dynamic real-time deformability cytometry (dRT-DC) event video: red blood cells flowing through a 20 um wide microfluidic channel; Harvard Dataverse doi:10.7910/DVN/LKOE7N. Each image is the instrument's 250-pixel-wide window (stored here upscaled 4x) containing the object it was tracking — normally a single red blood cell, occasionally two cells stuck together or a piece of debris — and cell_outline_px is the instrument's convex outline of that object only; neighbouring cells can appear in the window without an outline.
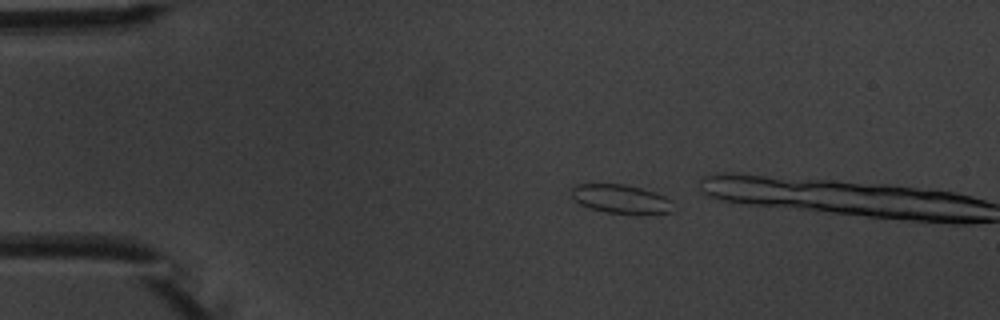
{"species": "common noctule bat (a hibernating species)", "species_latin": "Nyctalus noctula", "temperature_condition": "warm", "stored_images_in_passage": 3, "camera_frame_rate_fps": 3000, "um_per_image_px": 0.085, "animal": {"sex": "male", "body_mass_g": 20.1, "forearm_length_mm": 53.5}, "frame": {"image": 1, "passage_image": 1, "time_ms": 0.0, "image_size_px": [1000, 320], "cell_outline_px": [[676, 212], [608, 212], [588, 208], [580, 204], [572, 196], [572, 184], [624, 184], [656, 192], [672, 200]], "centroid_in_image_um": [52.78, 16.88], "position_along_channel_um": 32.2, "area_um2": 16.76}}